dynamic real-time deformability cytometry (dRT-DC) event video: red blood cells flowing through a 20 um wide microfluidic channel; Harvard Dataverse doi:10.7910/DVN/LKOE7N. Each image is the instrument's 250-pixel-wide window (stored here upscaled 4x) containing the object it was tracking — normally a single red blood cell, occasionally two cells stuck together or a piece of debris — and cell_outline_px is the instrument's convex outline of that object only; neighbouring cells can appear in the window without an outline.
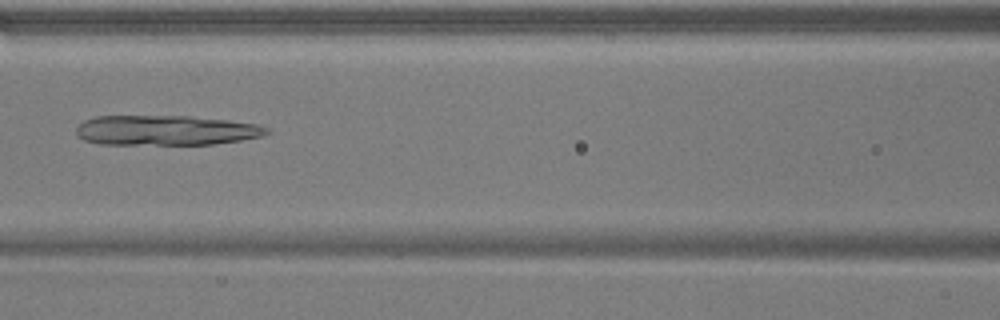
{"species": "common noctule bat (a hibernating species)", "species_latin": "Nyctalus noctula", "temperature_condition": "warm", "stored_images_in_passage": 52, "camera_frame_rate_fps": 3000, "um_per_image_px": 0.085, "animal": {"sex": "male", "body_mass_g": 17.9}, "frame": {"image": 1, "passage_image": 23, "time_ms": 7.333, "image_size_px": [1000, 320], "cell_outline_px": [[268, 132], [264, 136], [240, 140], [212, 144], [100, 144], [84, 140], [76, 136], [76, 128], [84, 120], [96, 116], [188, 116], [228, 120], [256, 124], [268, 128]], "centroid_in_image_um": [14.07, 11.07], "position_along_channel_um": 152.5, "area_um2": 33.23}}
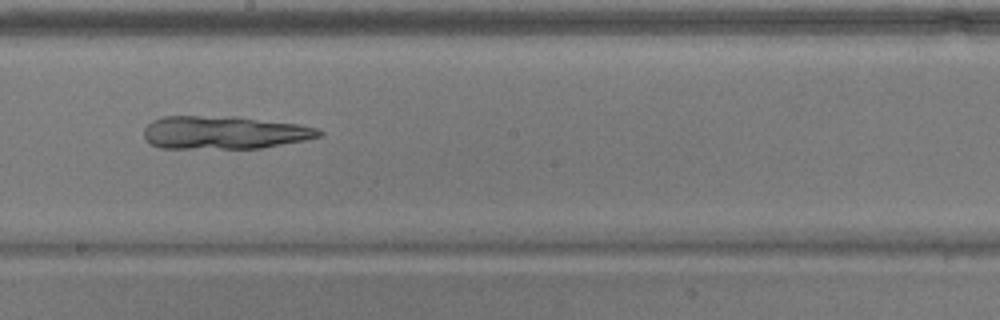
{"frame": {"image": 2, "passage_image": 29, "time_ms": 9.333, "image_size_px": [1000, 320], "cell_outline_px": [[324, 132], [320, 136], [304, 140], [260, 148], [160, 148], [152, 144], [144, 136], [144, 128], [152, 120], [164, 116], [236, 116], [300, 124], [316, 128]], "centroid_in_image_um": [19.05, 11.25], "position_along_channel_um": 229.1, "area_um2": 33.76}}
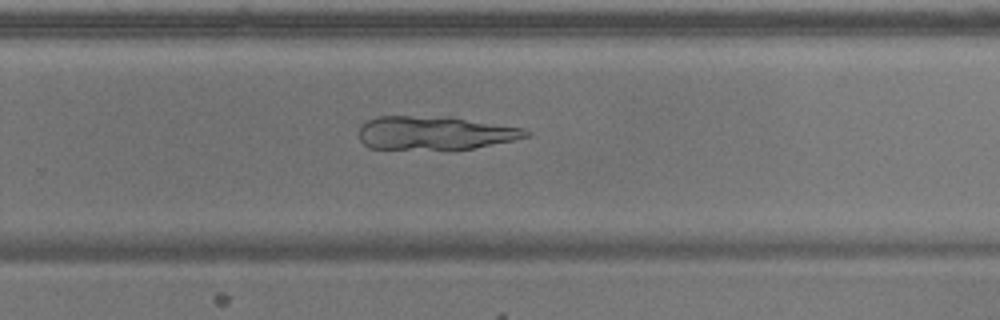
{"frame": {"image": 3, "passage_image": 34, "time_ms": 11.0, "image_size_px": [1000, 320], "cell_outline_px": [[532, 132], [528, 136], [512, 140], [472, 148], [368, 148], [360, 140], [360, 128], [368, 120], [376, 116], [412, 116], [464, 120], [524, 128]], "centroid_in_image_um": [36.91, 11.3], "position_along_channel_um": 292.9, "area_um2": 31.21}}